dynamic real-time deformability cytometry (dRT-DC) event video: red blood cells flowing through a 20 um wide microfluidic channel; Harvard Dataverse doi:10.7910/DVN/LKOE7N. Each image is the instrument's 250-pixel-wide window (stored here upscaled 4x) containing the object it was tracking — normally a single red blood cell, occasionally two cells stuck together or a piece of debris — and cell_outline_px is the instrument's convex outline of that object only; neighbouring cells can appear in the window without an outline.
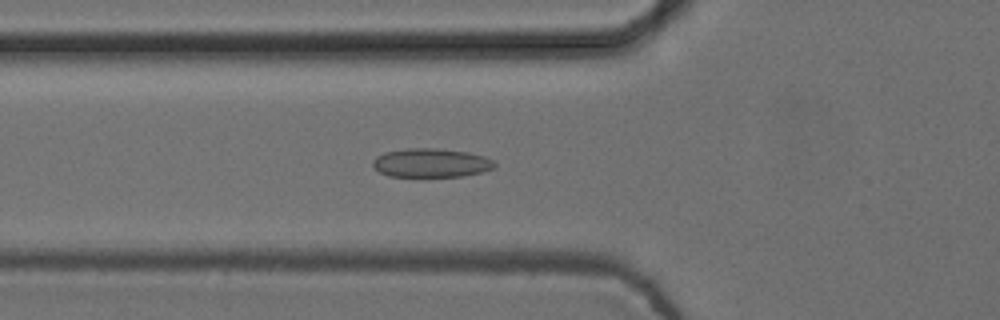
{"species": "common noctule bat (a hibernating species)", "species_latin": "Nyctalus noctula", "temperature_condition": "cold", "stored_images_in_passage": 54, "camera_frame_rate_fps": 3000, "um_per_image_px": 0.085, "animal": {"sex": "female", "body_mass_g": 24.6, "forearm_length_mm": 56.2}, "frame": {"image": 1, "passage_image": 19, "time_ms": 6.0, "image_size_px": [1000, 320], "cell_outline_px": [[496, 168], [464, 176], [388, 176], [380, 172], [372, 164], [372, 160], [376, 156], [384, 152], [408, 148], [436, 148], [468, 152], [484, 156], [492, 160], [496, 164]], "centroid_in_image_um": [36.64, 13.84], "position_along_channel_um": 89.2, "area_um2": 20.46}}
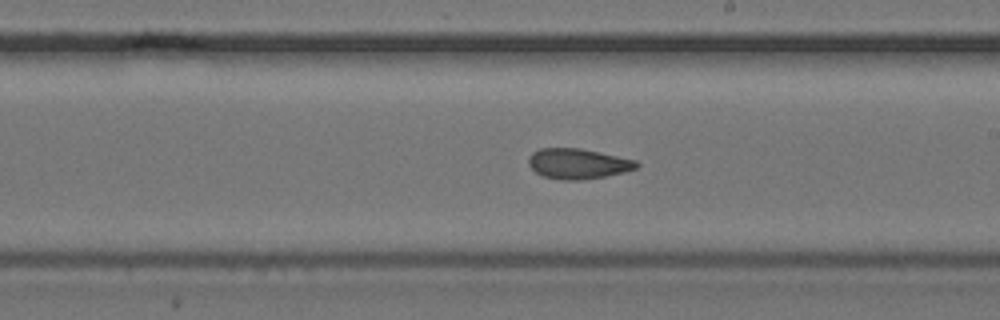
{"frame": {"image": 2, "passage_image": 31, "time_ms": 10.0, "image_size_px": [1000, 320], "cell_outline_px": [[640, 164], [636, 168], [624, 172], [604, 176], [580, 180], [560, 180], [544, 176], [536, 172], [528, 164], [528, 156], [532, 152], [540, 148], [580, 148], [636, 160]], "centroid_in_image_um": [49.1, 13.91], "position_along_channel_um": 239.9, "area_um2": 19.02}}
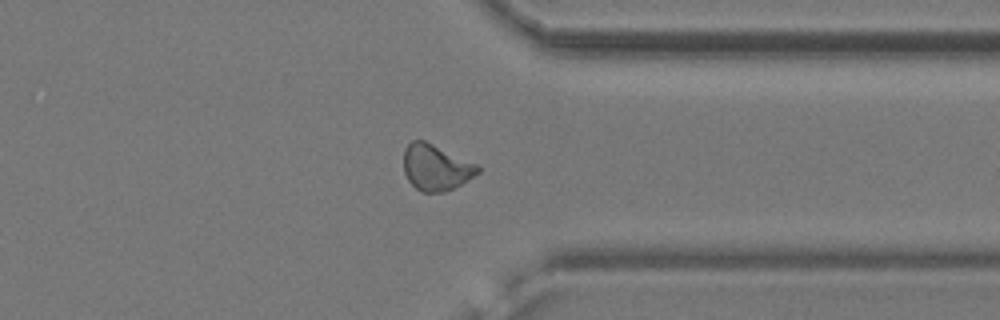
{"frame": {"image": 3, "passage_image": 42, "time_ms": 13.667, "image_size_px": [1000, 320], "cell_outline_px": [[480, 172], [460, 184], [444, 192], [420, 192], [408, 180], [404, 172], [404, 148], [412, 140], [424, 140], [480, 164]], "centroid_in_image_um": [37.07, 14.22], "position_along_channel_um": 374.3, "area_um2": 20.0}, "authors_computed_cell_mechanics": {"area_um2": 19.9988, "velocity_mm_per_s": 3.7511, "shape_relaxation_time_tau1_ms": null, "shape_relaxation_time_tau2_ms": 2.4268, "deformation_change_tau1": null, "deformation_change_tau2": 0.0813}}